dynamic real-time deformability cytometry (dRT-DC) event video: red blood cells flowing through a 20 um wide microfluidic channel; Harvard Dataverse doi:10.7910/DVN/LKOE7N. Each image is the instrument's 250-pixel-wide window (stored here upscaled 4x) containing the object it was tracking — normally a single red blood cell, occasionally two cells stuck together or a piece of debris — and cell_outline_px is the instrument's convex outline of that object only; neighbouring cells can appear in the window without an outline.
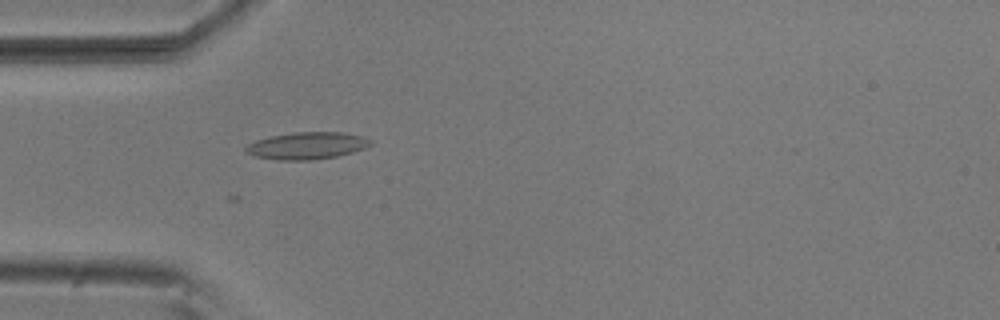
{"species": "common noctule bat (a hibernating species)", "species_latin": "Nyctalus noctula", "temperature_condition": "room temperature", "stored_images_in_passage": 1, "camera_frame_rate_fps": 3000, "um_per_image_px": 0.085, "animal": {"sex": "male", "body_mass_g": 20.5, "forearm_length_mm": 52.5}, "frame": {"image": 1, "passage_image": 1, "time_ms": 0.0, "image_size_px": [1000, 320], "cell_outline_px": [[372, 144], [364, 148], [352, 152], [336, 156], [312, 160], [280, 160], [256, 156], [244, 152], [244, 148], [248, 144], [256, 140], [268, 136], [292, 132], [344, 132], [364, 136], [372, 140]], "centroid_in_image_um": [26.09, 12.37], "position_along_channel_um": 58.9, "area_um2": 19.83}}